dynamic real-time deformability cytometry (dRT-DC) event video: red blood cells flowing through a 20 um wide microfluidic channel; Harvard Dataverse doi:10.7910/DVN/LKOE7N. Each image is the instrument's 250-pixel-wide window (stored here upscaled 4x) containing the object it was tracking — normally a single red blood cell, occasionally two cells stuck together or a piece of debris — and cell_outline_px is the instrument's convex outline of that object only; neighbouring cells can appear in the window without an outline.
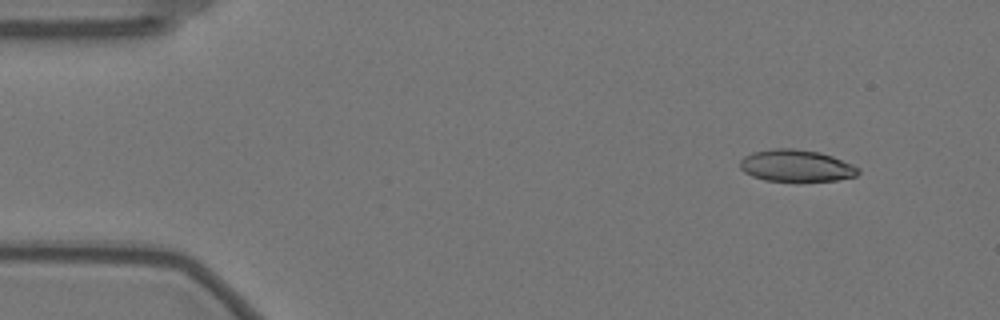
{"species": "Egyptian fruit bat (a non-hibernating species)", "species_latin": "Rousettus aegyptiacus", "temperature_condition": "warm", "stored_images_in_passage": 53, "camera_frame_rate_fps": 3000, "um_per_image_px": 0.085, "animal": {"sex": "female"}, "frame": {"image": 1, "passage_image": 1, "time_ms": 0.0, "image_size_px": [1000, 320], "cell_outline_px": [[860, 172], [856, 176], [836, 180], [800, 184], [764, 180], [752, 176], [744, 172], [740, 168], [740, 160], [744, 156], [752, 152], [776, 148], [796, 148], [820, 152], [832, 156], [852, 164], [860, 168]], "centroid_in_image_um": [67.69, 14.13], "position_along_channel_um": 17.3, "area_um2": 22.89}}
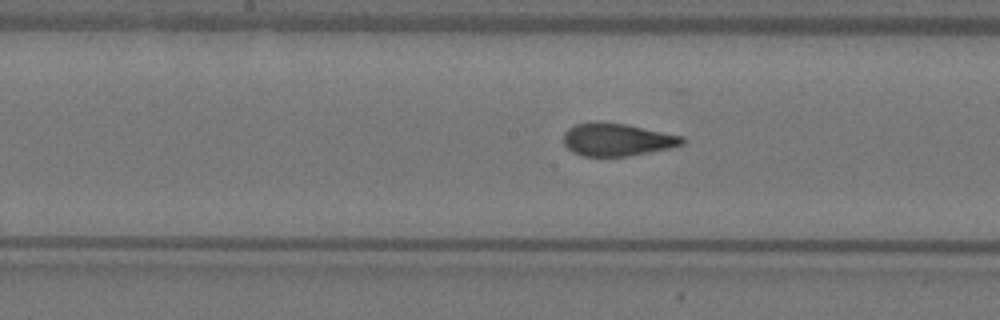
{"frame": {"image": 2, "passage_image": 24, "time_ms": 7.667, "image_size_px": [1000, 320], "cell_outline_px": [[684, 144], [668, 148], [628, 156], [584, 156], [572, 152], [564, 144], [564, 132], [568, 128], [576, 124], [588, 120], [596, 120], [628, 124], [684, 136]], "centroid_in_image_um": [52.42, 11.83], "position_along_channel_um": 195.8, "area_um2": 22.95}}
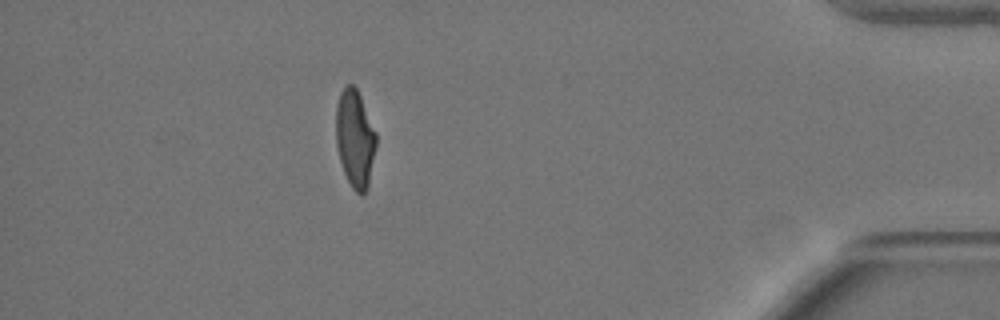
{"frame": {"image": 3, "passage_image": 46, "time_ms": 15.0, "image_size_px": [1000, 320], "cell_outline_px": [[376, 144], [368, 188], [360, 196], [352, 188], [344, 172], [340, 160], [336, 144], [336, 104], [340, 92], [348, 84], [352, 84], [356, 88], [360, 96], [376, 132]], "centroid_in_image_um": [30.17, 11.79], "position_along_channel_um": 405.0, "area_um2": 22.72}, "authors_computed_cell_mechanics": {"area_um2": 23.1778, "velocity_mm_per_s": 3.5349, "shape_relaxation_time_tau1_ms": 6.3871, "shape_relaxation_time_tau2_ms": 0.9306, "deformation_change_tau1": 0.2135, "deformation_change_tau2": 0.0845}}